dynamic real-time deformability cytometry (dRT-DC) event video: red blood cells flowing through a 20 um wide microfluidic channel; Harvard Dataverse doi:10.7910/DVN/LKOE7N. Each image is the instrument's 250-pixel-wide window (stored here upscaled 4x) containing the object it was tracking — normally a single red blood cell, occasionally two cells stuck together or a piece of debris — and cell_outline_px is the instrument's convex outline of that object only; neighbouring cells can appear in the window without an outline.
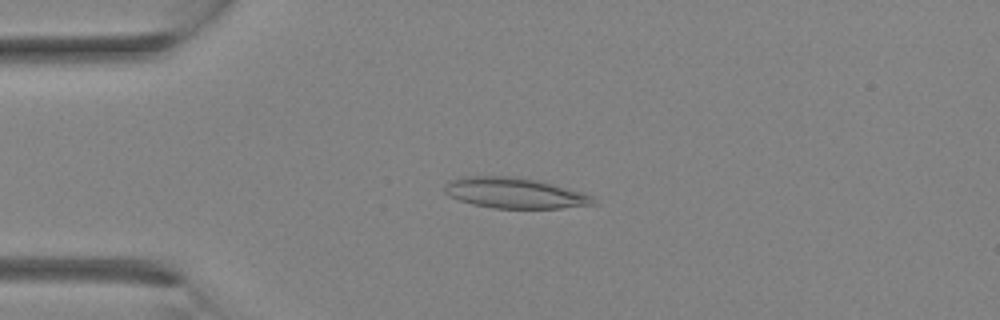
{"species": "Egyptian fruit bat (a non-hibernating species)", "species_latin": "Rousettus aegyptiacus", "temperature_condition": "room temperature", "stored_images_in_passage": 2, "camera_frame_rate_fps": 3000, "um_per_image_px": 0.085, "animal": {"sex": "female"}, "frame": {"image": 1, "passage_image": 2, "time_ms": 1.333, "image_size_px": [1000, 320], "cell_outline_px": [[596, 204], [560, 208], [492, 208], [472, 204], [448, 196], [444, 192], [444, 184], [448, 180], [464, 176], [512, 176], [536, 180], [584, 192], [592, 196], [596, 200]], "centroid_in_image_um": [43.71, 16.4], "position_along_channel_um": 41.3, "area_um2": 26.65}}